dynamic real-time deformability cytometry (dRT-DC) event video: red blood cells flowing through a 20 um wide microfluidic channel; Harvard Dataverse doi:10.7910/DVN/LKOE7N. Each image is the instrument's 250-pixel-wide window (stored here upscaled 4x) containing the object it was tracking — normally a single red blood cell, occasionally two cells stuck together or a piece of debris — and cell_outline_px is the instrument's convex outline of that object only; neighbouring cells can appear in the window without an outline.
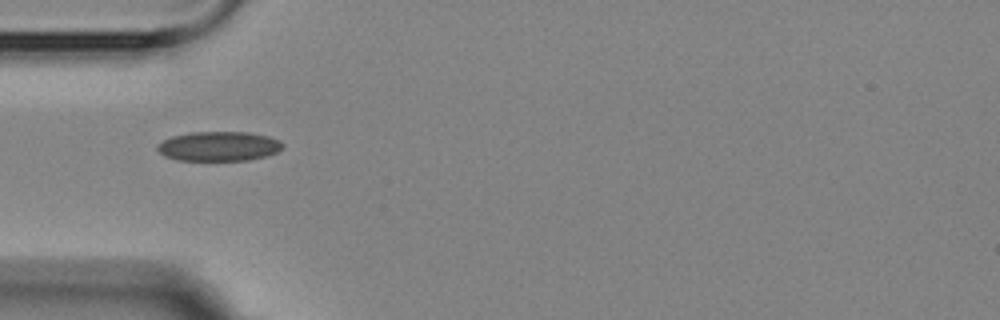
{"species": "Egyptian fruit bat (a non-hibernating species)", "species_latin": "Rousettus aegyptiacus", "temperature_condition": "room temperature", "stored_images_in_passage": 11, "camera_frame_rate_fps": 3000, "um_per_image_px": 0.085, "animal": {"sex": "female"}, "frame": {"image": 1, "passage_image": 1, "time_ms": 0.0, "image_size_px": [1000, 320], "cell_outline_px": [[284, 148], [268, 156], [248, 160], [176, 160], [164, 156], [156, 148], [156, 144], [172, 136], [188, 132], [248, 132], [268, 136], [280, 140], [284, 144]], "centroid_in_image_um": [18.61, 12.43], "position_along_channel_um": 66.4, "area_um2": 21.79}}
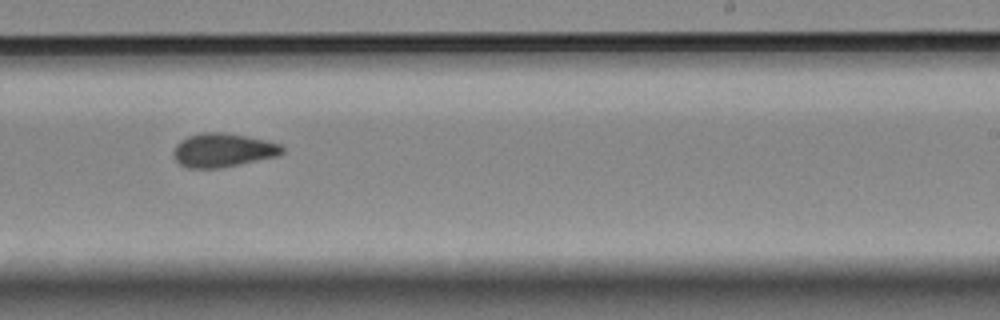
{"frame": {"image": 2, "passage_image": 6, "time_ms": 5.667, "image_size_px": [1000, 320], "cell_outline_px": [[284, 152], [280, 156], [220, 168], [188, 168], [180, 164], [176, 160], [172, 152], [176, 144], [180, 140], [188, 136], [204, 132], [224, 132], [248, 136], [280, 144], [284, 148]], "centroid_in_image_um": [18.96, 12.76], "position_along_channel_um": 270.0, "area_um2": 21.56}}
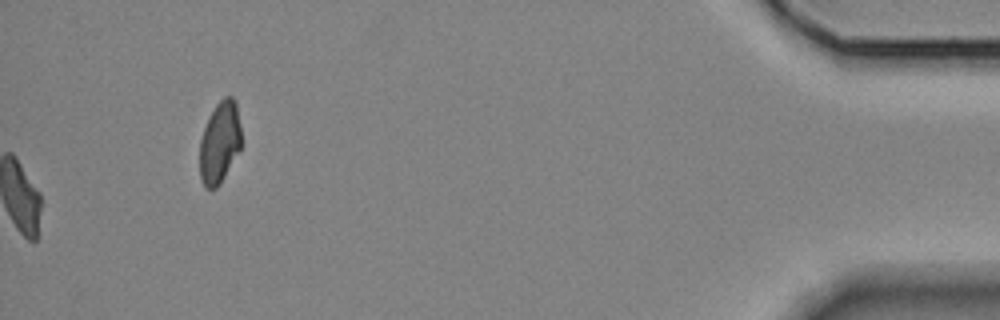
{"frame": {"image": 3, "passage_image": 11, "time_ms": 11.667, "image_size_px": [1000, 320], "cell_outline_px": [[240, 148], [220, 184], [216, 188], [204, 188], [200, 180], [200, 140], [204, 128], [216, 104], [224, 96], [232, 96], [236, 100], [240, 128]], "centroid_in_image_um": [18.66, 12.11], "position_along_channel_um": 416.5, "area_um2": 19.59}, "authors_computed_cell_mechanics": {"area_um2": 20.6924, "velocity_mm_per_s": 3.5926, "shape_relaxation_time_tau1_ms": null, "shape_relaxation_time_tau2_ms": 5.0833, "deformation_change_tau1": null, "deformation_change_tau2": 0.0713}}